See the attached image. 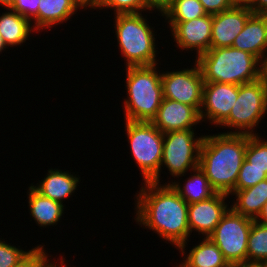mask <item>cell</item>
Listing matches in <instances>:
<instances>
[{
  "label": "cell",
  "instance_id": "6da1fadb",
  "mask_svg": "<svg viewBox=\"0 0 267 267\" xmlns=\"http://www.w3.org/2000/svg\"><path fill=\"white\" fill-rule=\"evenodd\" d=\"M142 185L134 195L136 224L153 231L177 249L186 248L190 237L186 201L171 184L148 181Z\"/></svg>",
  "mask_w": 267,
  "mask_h": 267
},
{
  "label": "cell",
  "instance_id": "7a4b0ae2",
  "mask_svg": "<svg viewBox=\"0 0 267 267\" xmlns=\"http://www.w3.org/2000/svg\"><path fill=\"white\" fill-rule=\"evenodd\" d=\"M247 134L204 135L199 167L217 193L231 195L236 190L239 171L245 160Z\"/></svg>",
  "mask_w": 267,
  "mask_h": 267
},
{
  "label": "cell",
  "instance_id": "3957f363",
  "mask_svg": "<svg viewBox=\"0 0 267 267\" xmlns=\"http://www.w3.org/2000/svg\"><path fill=\"white\" fill-rule=\"evenodd\" d=\"M157 64L125 68L127 98L123 101L125 120L151 122L163 100L161 72Z\"/></svg>",
  "mask_w": 267,
  "mask_h": 267
},
{
  "label": "cell",
  "instance_id": "277c9868",
  "mask_svg": "<svg viewBox=\"0 0 267 267\" xmlns=\"http://www.w3.org/2000/svg\"><path fill=\"white\" fill-rule=\"evenodd\" d=\"M197 62L204 82L247 84L260 79L261 61L234 47L210 48Z\"/></svg>",
  "mask_w": 267,
  "mask_h": 267
},
{
  "label": "cell",
  "instance_id": "5b68a950",
  "mask_svg": "<svg viewBox=\"0 0 267 267\" xmlns=\"http://www.w3.org/2000/svg\"><path fill=\"white\" fill-rule=\"evenodd\" d=\"M116 14L113 18L118 48L125 58V67L158 64L155 27L150 26L147 15ZM146 16V17H145ZM152 27V28H151Z\"/></svg>",
  "mask_w": 267,
  "mask_h": 267
},
{
  "label": "cell",
  "instance_id": "8992f818",
  "mask_svg": "<svg viewBox=\"0 0 267 267\" xmlns=\"http://www.w3.org/2000/svg\"><path fill=\"white\" fill-rule=\"evenodd\" d=\"M125 121L131 156L140 169L143 182L159 177L163 152V133L151 122Z\"/></svg>",
  "mask_w": 267,
  "mask_h": 267
},
{
  "label": "cell",
  "instance_id": "52a82bcc",
  "mask_svg": "<svg viewBox=\"0 0 267 267\" xmlns=\"http://www.w3.org/2000/svg\"><path fill=\"white\" fill-rule=\"evenodd\" d=\"M194 131L196 130L187 129L163 134V152L159 177H156L153 182L163 183L162 176H160L162 167L163 169L168 168L169 174L179 179V177H185L184 174H188L189 170L192 174V170L199 166L200 148L204 135L197 137Z\"/></svg>",
  "mask_w": 267,
  "mask_h": 267
},
{
  "label": "cell",
  "instance_id": "ba28073f",
  "mask_svg": "<svg viewBox=\"0 0 267 267\" xmlns=\"http://www.w3.org/2000/svg\"><path fill=\"white\" fill-rule=\"evenodd\" d=\"M266 114V91L263 82L259 79L251 83L238 85L236 102L230 111L229 117L219 127L223 129L227 127L233 130L222 133L253 135L256 134L253 130H257L256 128Z\"/></svg>",
  "mask_w": 267,
  "mask_h": 267
},
{
  "label": "cell",
  "instance_id": "9c48e42d",
  "mask_svg": "<svg viewBox=\"0 0 267 267\" xmlns=\"http://www.w3.org/2000/svg\"><path fill=\"white\" fill-rule=\"evenodd\" d=\"M253 221L230 207L209 236L231 266L246 262L248 235Z\"/></svg>",
  "mask_w": 267,
  "mask_h": 267
},
{
  "label": "cell",
  "instance_id": "30bf717a",
  "mask_svg": "<svg viewBox=\"0 0 267 267\" xmlns=\"http://www.w3.org/2000/svg\"><path fill=\"white\" fill-rule=\"evenodd\" d=\"M161 84L163 98L193 106L200 111L204 80L196 61L191 68L161 72Z\"/></svg>",
  "mask_w": 267,
  "mask_h": 267
},
{
  "label": "cell",
  "instance_id": "8fae6325",
  "mask_svg": "<svg viewBox=\"0 0 267 267\" xmlns=\"http://www.w3.org/2000/svg\"><path fill=\"white\" fill-rule=\"evenodd\" d=\"M238 97V85L204 82L202 105L199 111L201 122H209L216 128L228 117Z\"/></svg>",
  "mask_w": 267,
  "mask_h": 267
},
{
  "label": "cell",
  "instance_id": "7c38bea8",
  "mask_svg": "<svg viewBox=\"0 0 267 267\" xmlns=\"http://www.w3.org/2000/svg\"><path fill=\"white\" fill-rule=\"evenodd\" d=\"M213 15L205 16L185 21L167 22L171 34L177 44V48L186 51H196L195 58L204 54L210 49L212 35Z\"/></svg>",
  "mask_w": 267,
  "mask_h": 267
},
{
  "label": "cell",
  "instance_id": "4fadbf2b",
  "mask_svg": "<svg viewBox=\"0 0 267 267\" xmlns=\"http://www.w3.org/2000/svg\"><path fill=\"white\" fill-rule=\"evenodd\" d=\"M229 195L216 193L211 198L188 204V223L190 235L192 232L202 234V238L209 237L221 221L223 215L230 208L227 200Z\"/></svg>",
  "mask_w": 267,
  "mask_h": 267
},
{
  "label": "cell",
  "instance_id": "5bb4252c",
  "mask_svg": "<svg viewBox=\"0 0 267 267\" xmlns=\"http://www.w3.org/2000/svg\"><path fill=\"white\" fill-rule=\"evenodd\" d=\"M253 12L245 6H233L213 15L210 48L231 47Z\"/></svg>",
  "mask_w": 267,
  "mask_h": 267
},
{
  "label": "cell",
  "instance_id": "9a60e30c",
  "mask_svg": "<svg viewBox=\"0 0 267 267\" xmlns=\"http://www.w3.org/2000/svg\"><path fill=\"white\" fill-rule=\"evenodd\" d=\"M151 123L164 134L170 131L196 129L201 119L199 112L193 106L163 98Z\"/></svg>",
  "mask_w": 267,
  "mask_h": 267
},
{
  "label": "cell",
  "instance_id": "2e32d148",
  "mask_svg": "<svg viewBox=\"0 0 267 267\" xmlns=\"http://www.w3.org/2000/svg\"><path fill=\"white\" fill-rule=\"evenodd\" d=\"M232 47L251 53L260 61L267 57V15L252 14ZM266 54V55H265Z\"/></svg>",
  "mask_w": 267,
  "mask_h": 267
},
{
  "label": "cell",
  "instance_id": "e0dca14e",
  "mask_svg": "<svg viewBox=\"0 0 267 267\" xmlns=\"http://www.w3.org/2000/svg\"><path fill=\"white\" fill-rule=\"evenodd\" d=\"M80 181L79 175H76L75 172L71 174L69 170L62 171L61 169L51 168L48 169L44 179L39 180L36 185L31 183V186L42 196L63 204V201L68 200L67 198L77 190Z\"/></svg>",
  "mask_w": 267,
  "mask_h": 267
},
{
  "label": "cell",
  "instance_id": "ac0fdd59",
  "mask_svg": "<svg viewBox=\"0 0 267 267\" xmlns=\"http://www.w3.org/2000/svg\"><path fill=\"white\" fill-rule=\"evenodd\" d=\"M185 247H179L180 256H184L177 267H231L217 245L209 238H202L201 243L194 245L189 253ZM187 254V255H186ZM176 267V266H175Z\"/></svg>",
  "mask_w": 267,
  "mask_h": 267
},
{
  "label": "cell",
  "instance_id": "d6986e66",
  "mask_svg": "<svg viewBox=\"0 0 267 267\" xmlns=\"http://www.w3.org/2000/svg\"><path fill=\"white\" fill-rule=\"evenodd\" d=\"M79 9L87 10L78 0H40L38 33L45 29L51 31L54 25L68 22Z\"/></svg>",
  "mask_w": 267,
  "mask_h": 267
},
{
  "label": "cell",
  "instance_id": "ffe728a7",
  "mask_svg": "<svg viewBox=\"0 0 267 267\" xmlns=\"http://www.w3.org/2000/svg\"><path fill=\"white\" fill-rule=\"evenodd\" d=\"M27 198L29 214L39 227L56 226L61 222L66 209L65 204L42 196L31 185L28 187ZM65 207V208H64Z\"/></svg>",
  "mask_w": 267,
  "mask_h": 267
},
{
  "label": "cell",
  "instance_id": "44dd1931",
  "mask_svg": "<svg viewBox=\"0 0 267 267\" xmlns=\"http://www.w3.org/2000/svg\"><path fill=\"white\" fill-rule=\"evenodd\" d=\"M236 201L230 207L243 216L256 220L262 212L264 205L267 203V179L260 181L255 186L244 189L235 190L232 194Z\"/></svg>",
  "mask_w": 267,
  "mask_h": 267
},
{
  "label": "cell",
  "instance_id": "7402d4cb",
  "mask_svg": "<svg viewBox=\"0 0 267 267\" xmlns=\"http://www.w3.org/2000/svg\"><path fill=\"white\" fill-rule=\"evenodd\" d=\"M0 14V35L9 47L21 46L26 43L32 32H36L31 22L12 9H5Z\"/></svg>",
  "mask_w": 267,
  "mask_h": 267
},
{
  "label": "cell",
  "instance_id": "603a6c76",
  "mask_svg": "<svg viewBox=\"0 0 267 267\" xmlns=\"http://www.w3.org/2000/svg\"><path fill=\"white\" fill-rule=\"evenodd\" d=\"M192 171L193 175H190L184 180V185L181 184L179 180H175L174 182L173 180H171V182L169 180L167 181L187 204L207 200L217 193L212 188L204 171L199 166Z\"/></svg>",
  "mask_w": 267,
  "mask_h": 267
},
{
  "label": "cell",
  "instance_id": "cb8c5ba5",
  "mask_svg": "<svg viewBox=\"0 0 267 267\" xmlns=\"http://www.w3.org/2000/svg\"><path fill=\"white\" fill-rule=\"evenodd\" d=\"M267 261V225L254 220L247 241L246 262Z\"/></svg>",
  "mask_w": 267,
  "mask_h": 267
},
{
  "label": "cell",
  "instance_id": "d4e9b609",
  "mask_svg": "<svg viewBox=\"0 0 267 267\" xmlns=\"http://www.w3.org/2000/svg\"><path fill=\"white\" fill-rule=\"evenodd\" d=\"M207 15L199 0H173L163 17L168 22H185Z\"/></svg>",
  "mask_w": 267,
  "mask_h": 267
},
{
  "label": "cell",
  "instance_id": "484cf974",
  "mask_svg": "<svg viewBox=\"0 0 267 267\" xmlns=\"http://www.w3.org/2000/svg\"><path fill=\"white\" fill-rule=\"evenodd\" d=\"M245 160L250 163V167L265 170L267 174V140H263L258 133L247 134Z\"/></svg>",
  "mask_w": 267,
  "mask_h": 267
},
{
  "label": "cell",
  "instance_id": "4316f807",
  "mask_svg": "<svg viewBox=\"0 0 267 267\" xmlns=\"http://www.w3.org/2000/svg\"><path fill=\"white\" fill-rule=\"evenodd\" d=\"M101 8V9H100ZM114 10L116 14H137L146 11L143 0H97L90 9Z\"/></svg>",
  "mask_w": 267,
  "mask_h": 267
},
{
  "label": "cell",
  "instance_id": "83f0119b",
  "mask_svg": "<svg viewBox=\"0 0 267 267\" xmlns=\"http://www.w3.org/2000/svg\"><path fill=\"white\" fill-rule=\"evenodd\" d=\"M265 179H267L265 170L252 168L250 167V163L244 160L236 182V190H244L253 187Z\"/></svg>",
  "mask_w": 267,
  "mask_h": 267
},
{
  "label": "cell",
  "instance_id": "f1b7e54d",
  "mask_svg": "<svg viewBox=\"0 0 267 267\" xmlns=\"http://www.w3.org/2000/svg\"><path fill=\"white\" fill-rule=\"evenodd\" d=\"M45 245H37L30 249V252L22 258L15 267H51L55 262L49 259V254L44 248ZM50 260V261H49Z\"/></svg>",
  "mask_w": 267,
  "mask_h": 267
},
{
  "label": "cell",
  "instance_id": "f546056e",
  "mask_svg": "<svg viewBox=\"0 0 267 267\" xmlns=\"http://www.w3.org/2000/svg\"><path fill=\"white\" fill-rule=\"evenodd\" d=\"M0 239V267H15L30 250H23Z\"/></svg>",
  "mask_w": 267,
  "mask_h": 267
},
{
  "label": "cell",
  "instance_id": "4dcf8cb0",
  "mask_svg": "<svg viewBox=\"0 0 267 267\" xmlns=\"http://www.w3.org/2000/svg\"><path fill=\"white\" fill-rule=\"evenodd\" d=\"M39 4L40 0H15L10 9L27 18L31 22L33 29L38 33Z\"/></svg>",
  "mask_w": 267,
  "mask_h": 267
},
{
  "label": "cell",
  "instance_id": "1f68e13d",
  "mask_svg": "<svg viewBox=\"0 0 267 267\" xmlns=\"http://www.w3.org/2000/svg\"><path fill=\"white\" fill-rule=\"evenodd\" d=\"M207 14L215 15L223 12L233 5L230 0H199Z\"/></svg>",
  "mask_w": 267,
  "mask_h": 267
},
{
  "label": "cell",
  "instance_id": "d6a6232c",
  "mask_svg": "<svg viewBox=\"0 0 267 267\" xmlns=\"http://www.w3.org/2000/svg\"><path fill=\"white\" fill-rule=\"evenodd\" d=\"M172 2L173 0H143V3L147 10L146 12L149 11L150 14L158 11L160 13H158V15L162 14L161 16H163L164 13L171 7Z\"/></svg>",
  "mask_w": 267,
  "mask_h": 267
},
{
  "label": "cell",
  "instance_id": "836d02e7",
  "mask_svg": "<svg viewBox=\"0 0 267 267\" xmlns=\"http://www.w3.org/2000/svg\"><path fill=\"white\" fill-rule=\"evenodd\" d=\"M248 8L254 14L267 15V0H251V5Z\"/></svg>",
  "mask_w": 267,
  "mask_h": 267
},
{
  "label": "cell",
  "instance_id": "e575fe53",
  "mask_svg": "<svg viewBox=\"0 0 267 267\" xmlns=\"http://www.w3.org/2000/svg\"><path fill=\"white\" fill-rule=\"evenodd\" d=\"M260 80L263 82L267 97V57L260 63Z\"/></svg>",
  "mask_w": 267,
  "mask_h": 267
},
{
  "label": "cell",
  "instance_id": "d590c367",
  "mask_svg": "<svg viewBox=\"0 0 267 267\" xmlns=\"http://www.w3.org/2000/svg\"><path fill=\"white\" fill-rule=\"evenodd\" d=\"M256 221L261 224L267 225V203L264 205L262 212L257 217Z\"/></svg>",
  "mask_w": 267,
  "mask_h": 267
},
{
  "label": "cell",
  "instance_id": "8d00e7d4",
  "mask_svg": "<svg viewBox=\"0 0 267 267\" xmlns=\"http://www.w3.org/2000/svg\"><path fill=\"white\" fill-rule=\"evenodd\" d=\"M233 6H245L249 7L251 5V0H230Z\"/></svg>",
  "mask_w": 267,
  "mask_h": 267
},
{
  "label": "cell",
  "instance_id": "74e56055",
  "mask_svg": "<svg viewBox=\"0 0 267 267\" xmlns=\"http://www.w3.org/2000/svg\"><path fill=\"white\" fill-rule=\"evenodd\" d=\"M234 267H264L263 263L244 262L234 265Z\"/></svg>",
  "mask_w": 267,
  "mask_h": 267
},
{
  "label": "cell",
  "instance_id": "f35d334b",
  "mask_svg": "<svg viewBox=\"0 0 267 267\" xmlns=\"http://www.w3.org/2000/svg\"><path fill=\"white\" fill-rule=\"evenodd\" d=\"M15 0H0V6H2V8L4 7V9H9L13 6Z\"/></svg>",
  "mask_w": 267,
  "mask_h": 267
},
{
  "label": "cell",
  "instance_id": "ab89813d",
  "mask_svg": "<svg viewBox=\"0 0 267 267\" xmlns=\"http://www.w3.org/2000/svg\"><path fill=\"white\" fill-rule=\"evenodd\" d=\"M86 9L90 8L97 0H78ZM88 7V8H87Z\"/></svg>",
  "mask_w": 267,
  "mask_h": 267
},
{
  "label": "cell",
  "instance_id": "60d3db41",
  "mask_svg": "<svg viewBox=\"0 0 267 267\" xmlns=\"http://www.w3.org/2000/svg\"><path fill=\"white\" fill-rule=\"evenodd\" d=\"M60 260L58 259V261H59V263H54L51 267H67L66 265L67 264H65L64 262H65V259H64V256H61V254H60Z\"/></svg>",
  "mask_w": 267,
  "mask_h": 267
},
{
  "label": "cell",
  "instance_id": "b9f144b4",
  "mask_svg": "<svg viewBox=\"0 0 267 267\" xmlns=\"http://www.w3.org/2000/svg\"><path fill=\"white\" fill-rule=\"evenodd\" d=\"M7 47L8 46L4 42L3 37L0 35V53H2V51H5Z\"/></svg>",
  "mask_w": 267,
  "mask_h": 267
},
{
  "label": "cell",
  "instance_id": "7bdbcfd3",
  "mask_svg": "<svg viewBox=\"0 0 267 267\" xmlns=\"http://www.w3.org/2000/svg\"><path fill=\"white\" fill-rule=\"evenodd\" d=\"M263 265H264V267H267V261H265V262L263 263Z\"/></svg>",
  "mask_w": 267,
  "mask_h": 267
}]
</instances>
